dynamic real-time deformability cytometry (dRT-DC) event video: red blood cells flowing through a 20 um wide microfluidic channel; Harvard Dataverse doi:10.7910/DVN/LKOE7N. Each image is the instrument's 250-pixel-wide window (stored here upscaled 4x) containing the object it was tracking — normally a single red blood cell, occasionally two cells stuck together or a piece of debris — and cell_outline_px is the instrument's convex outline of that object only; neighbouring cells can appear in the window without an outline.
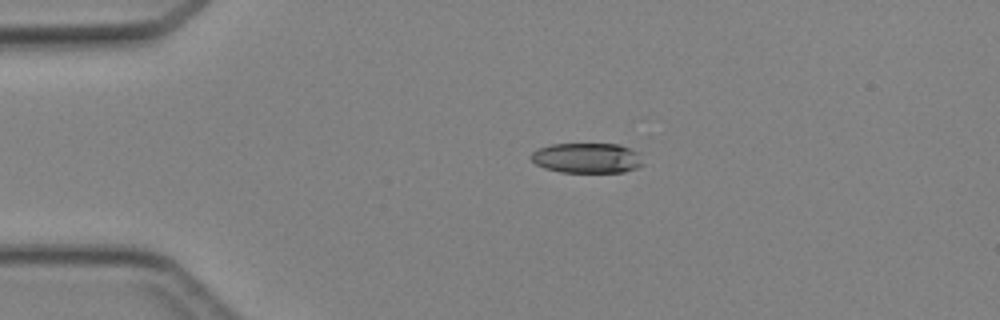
{"species": "Egyptian fruit bat (a non-hibernating species)", "species_latin": "Rousettus aegyptiacus", "temperature_condition": "cold", "stored_images_in_passage": 37, "camera_frame_rate_fps": 3000, "um_per_image_px": 0.085, "animal": {"sex": "female"}, "frame": {"image": 1, "passage_image": 1, "time_ms": 0.0, "image_size_px": [1000, 320], "cell_outline_px": [[644, 164], [636, 168], [624, 172], [560, 172], [544, 168], [536, 164], [528, 156], [536, 148], [552, 144], [620, 144], [644, 152]], "centroid_in_image_um": [49.96, 13.42], "position_along_channel_um": 35.0, "area_um2": 20.29}}
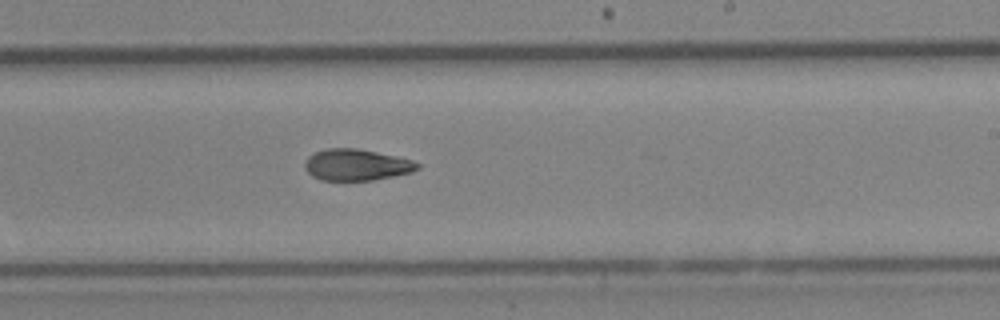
{"frame": {"image": 2, "passage_image": 19, "time_ms": 6.0, "image_size_px": [1000, 320], "cell_outline_px": [[420, 168], [412, 172], [372, 180], [324, 180], [312, 176], [304, 168], [304, 164], [308, 156], [316, 152], [328, 148], [356, 148], [396, 156], [412, 160], [420, 164]], "centroid_in_image_um": [30.3, 14.01], "position_along_channel_um": 258.7, "area_um2": 20.46}}
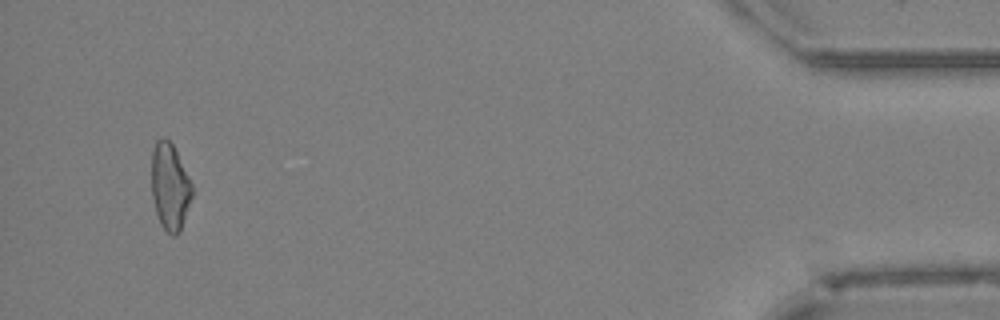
{"frame": {"image": 3, "passage_image": 35, "time_ms": 11.333, "image_size_px": [1000, 320], "cell_outline_px": [[192, 196], [180, 232], [176, 236], [172, 236], [160, 224], [156, 212], [152, 196], [152, 152], [156, 140], [164, 136], [172, 144], [192, 184]], "centroid_in_image_um": [14.43, 15.88], "position_along_channel_um": 420.8, "area_um2": 20.29}}